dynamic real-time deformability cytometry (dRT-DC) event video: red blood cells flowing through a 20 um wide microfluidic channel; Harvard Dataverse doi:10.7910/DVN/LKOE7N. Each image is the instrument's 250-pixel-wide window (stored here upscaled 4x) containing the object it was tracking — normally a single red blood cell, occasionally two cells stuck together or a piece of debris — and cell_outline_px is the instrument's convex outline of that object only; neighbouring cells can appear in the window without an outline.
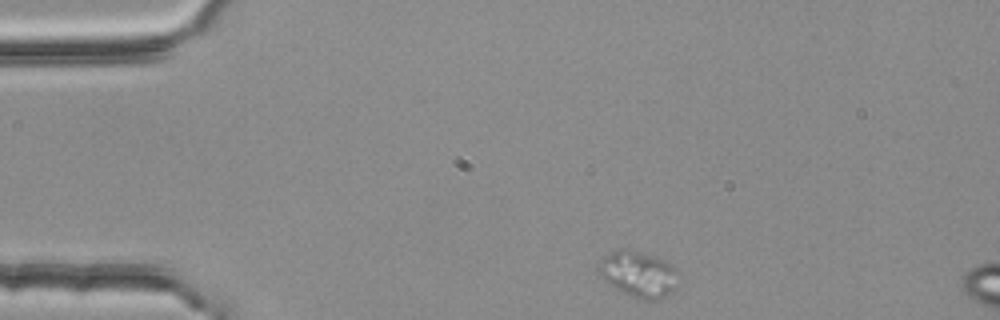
{"species": "common noctule bat (a hibernating species)", "species_latin": "Nyctalus noctula", "temperature_condition": "room temperature", "stored_images_in_passage": 3, "segment_of_instrument_passage": [1, 2], "camera_frame_rate_fps": 3000, "um_per_image_px": 0.085, "animal": {"sex": "female", "body_mass_g": 25.1}, "frame": {"image": 1, "passage_image": 1, "time_ms": 0.0, "image_size_px": [1000, 320], "cell_outline_px": [[680, 284], [672, 292], [656, 300], [640, 300], [628, 296], [608, 284], [600, 276], [596, 268], [600, 260], [604, 256], [620, 248], [624, 248], [652, 256], [664, 260], [680, 268]], "centroid_in_image_um": [54.31, 23.32], "position_along_channel_um": 30.7, "area_um2": 22.08}}